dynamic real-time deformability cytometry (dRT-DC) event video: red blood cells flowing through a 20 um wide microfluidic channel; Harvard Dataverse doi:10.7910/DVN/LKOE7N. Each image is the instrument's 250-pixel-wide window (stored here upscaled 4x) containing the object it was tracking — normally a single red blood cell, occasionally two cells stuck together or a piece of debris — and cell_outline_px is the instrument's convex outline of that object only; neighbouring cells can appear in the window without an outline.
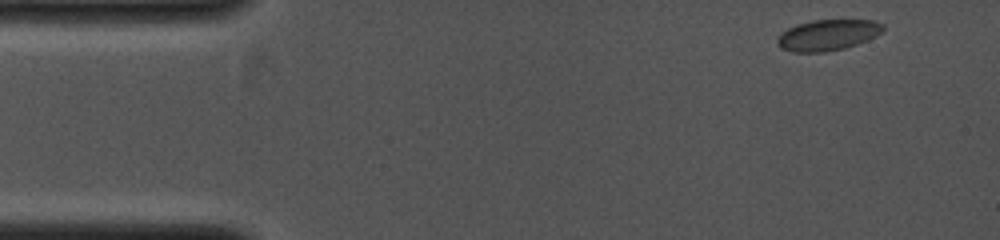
{"species": "common noctule bat (a hibernating species)", "species_latin": "Nyctalus noctula", "temperature_condition": "cold", "stored_images_in_passage": 24, "camera_frame_rate_fps": 4000, "um_per_image_px": 0.085, "animal": {"sex": "female", "body_mass_g": 19.0, "forearm_length_mm": 53.3}, "frame": {"image": 1, "passage_image": 1, "time_ms": 0.0, "image_size_px": [1000, 240], "cell_outline_px": [[884, 28], [876, 36], [868, 40], [844, 48], [824, 52], [792, 52], [780, 48], [776, 44], [776, 40], [780, 32], [796, 24], [812, 20], [872, 20], [884, 24]], "centroid_in_image_um": [70.31, 2.98], "position_along_channel_um": 14.7, "area_um2": 19.19}}
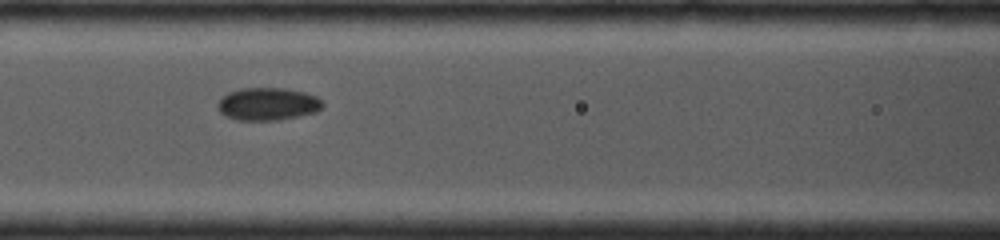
{"frame": {"image": 2, "passage_image": 11, "time_ms": 2.5, "image_size_px": [1000, 240], "cell_outline_px": [[324, 104], [316, 112], [300, 116], [280, 120], [236, 120], [224, 116], [220, 112], [216, 104], [228, 92], [240, 88], [284, 88], [304, 92], [316, 96]], "centroid_in_image_um": [22.74, 8.84], "position_along_channel_um": 143.9, "area_um2": 20.06}}
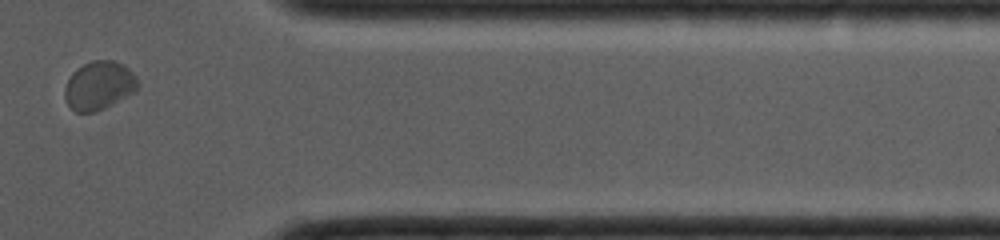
{"frame": {"image": 3, "passage_image": 21, "time_ms": 5.0, "image_size_px": [1000, 240], "cell_outline_px": [[140, 84], [132, 92], [112, 104], [96, 112], [76, 112], [68, 104], [64, 96], [64, 88], [72, 72], [84, 64], [92, 60], [112, 60], [124, 64], [136, 76]], "centroid_in_image_um": [8.41, 7.26], "position_along_channel_um": 403.0, "area_um2": 20.52}}